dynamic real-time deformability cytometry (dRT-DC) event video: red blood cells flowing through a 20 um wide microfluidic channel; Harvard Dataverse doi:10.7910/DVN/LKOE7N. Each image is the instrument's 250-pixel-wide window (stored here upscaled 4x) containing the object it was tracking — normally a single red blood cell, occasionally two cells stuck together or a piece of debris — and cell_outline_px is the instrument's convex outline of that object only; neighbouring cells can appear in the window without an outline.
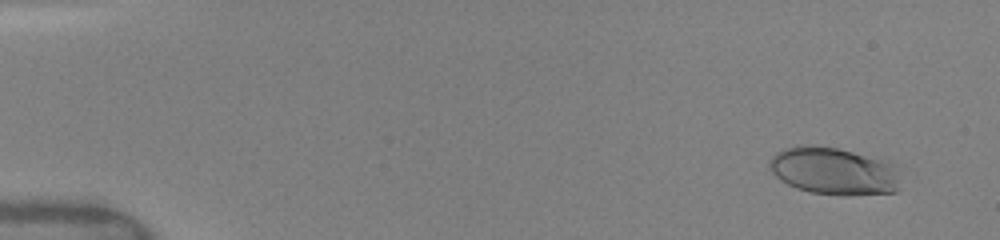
{"species": "human", "species_latin": "Homo sapiens", "temperature_condition": "warm", "stored_images_in_passage": 8, "camera_frame_rate_fps": 3000, "um_per_image_px": 0.085, "donor": {"sex": "female"}, "frame": {"image": 1, "passage_image": 2, "time_ms": 0.667, "image_size_px": [1000, 240], "cell_outline_px": [[900, 188], [896, 192], [844, 196], [812, 192], [796, 188], [780, 180], [768, 168], [768, 160], [776, 152], [784, 148], [796, 144], [812, 144], [836, 148], [852, 152], [896, 164]], "centroid_in_image_um": [70.83, 14.53], "position_along_channel_um": 14.2, "area_um2": 36.59}}
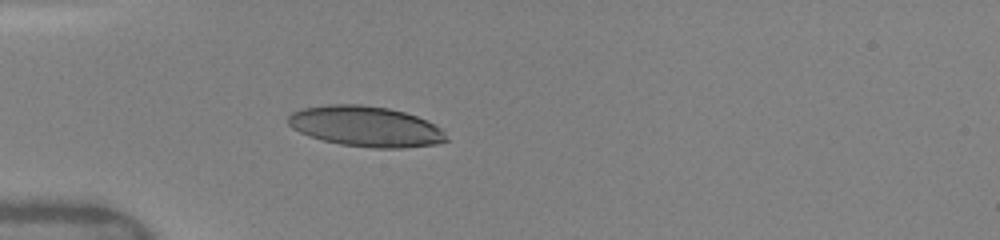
{"frame": {"image": 2, "passage_image": 8, "time_ms": 4.667, "image_size_px": [1000, 240], "cell_outline_px": [[448, 140], [436, 144], [404, 148], [372, 148], [340, 144], [308, 136], [292, 128], [288, 124], [288, 116], [292, 112], [304, 108], [328, 104], [360, 104], [388, 108], [404, 112], [416, 116], [440, 128], [444, 132]], "centroid_in_image_um": [31.06, 10.75], "position_along_channel_um": 53.9, "area_um2": 37.17}}